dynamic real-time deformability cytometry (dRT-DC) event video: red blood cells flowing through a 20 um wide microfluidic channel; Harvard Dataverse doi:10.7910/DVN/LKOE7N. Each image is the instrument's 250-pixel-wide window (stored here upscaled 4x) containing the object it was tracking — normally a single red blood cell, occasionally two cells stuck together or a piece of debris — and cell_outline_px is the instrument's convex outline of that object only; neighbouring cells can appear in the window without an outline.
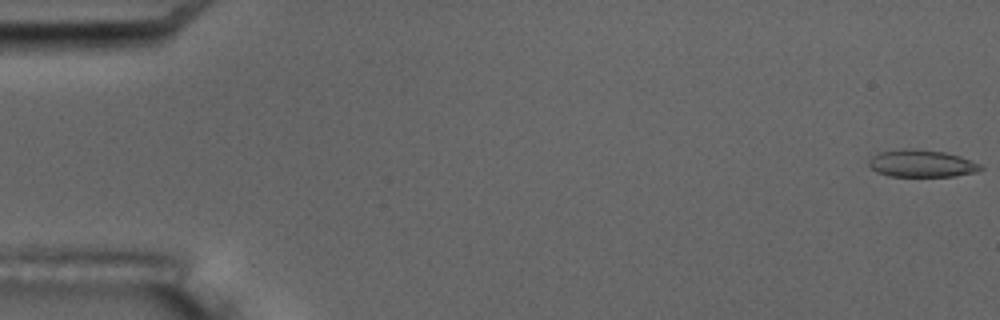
{"species": "common noctule bat (a hibernating species)", "species_latin": "Nyctalus noctula", "temperature_condition": "room temperature", "stored_images_in_passage": 5, "camera_frame_rate_fps": 3000, "um_per_image_px": 0.085, "animal": {"sex": "male", "body_mass_g": 17.5, "forearm_length_mm": 52.3}, "frame": {"image": 1, "passage_image": 1, "time_ms": 0.0, "image_size_px": [1000, 320], "cell_outline_px": [[984, 168], [976, 172], [956, 176], [888, 176], [876, 172], [868, 164], [868, 160], [872, 156], [880, 152], [904, 148], [916, 148], [944, 152], [960, 156], [980, 164]], "centroid_in_image_um": [78.33, 13.89], "position_along_channel_um": 6.7, "area_um2": 17.86}}